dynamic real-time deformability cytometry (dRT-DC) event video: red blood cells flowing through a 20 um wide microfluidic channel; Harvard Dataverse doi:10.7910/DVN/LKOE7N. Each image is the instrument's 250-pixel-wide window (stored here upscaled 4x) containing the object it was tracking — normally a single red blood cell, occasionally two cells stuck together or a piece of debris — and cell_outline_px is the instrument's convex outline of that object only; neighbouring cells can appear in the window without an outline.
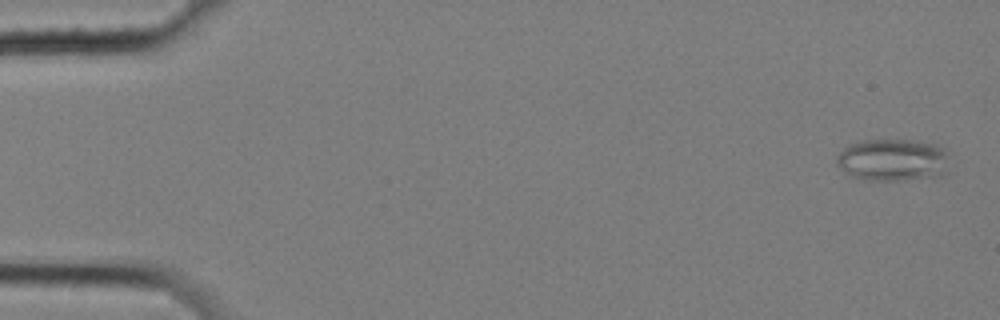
{"species": "common noctule bat (a hibernating species)", "species_latin": "Nyctalus noctula", "temperature_condition": "cold", "stored_images_in_passage": 6, "camera_frame_rate_fps": 3000, "um_per_image_px": 0.085, "animal": {"sex": "female", "body_mass_g": 25.1}, "frame": {"image": 1, "passage_image": 1, "time_ms": 0.0, "image_size_px": [1000, 320], "cell_outline_px": [[948, 172], [940, 176], [896, 180], [864, 180], [852, 176], [840, 168], [836, 164], [836, 156], [848, 144], [860, 140], [912, 140], [936, 144], [944, 148], [948, 152]], "centroid_in_image_um": [75.9, 13.59], "position_along_channel_um": 9.1, "area_um2": 28.09}}